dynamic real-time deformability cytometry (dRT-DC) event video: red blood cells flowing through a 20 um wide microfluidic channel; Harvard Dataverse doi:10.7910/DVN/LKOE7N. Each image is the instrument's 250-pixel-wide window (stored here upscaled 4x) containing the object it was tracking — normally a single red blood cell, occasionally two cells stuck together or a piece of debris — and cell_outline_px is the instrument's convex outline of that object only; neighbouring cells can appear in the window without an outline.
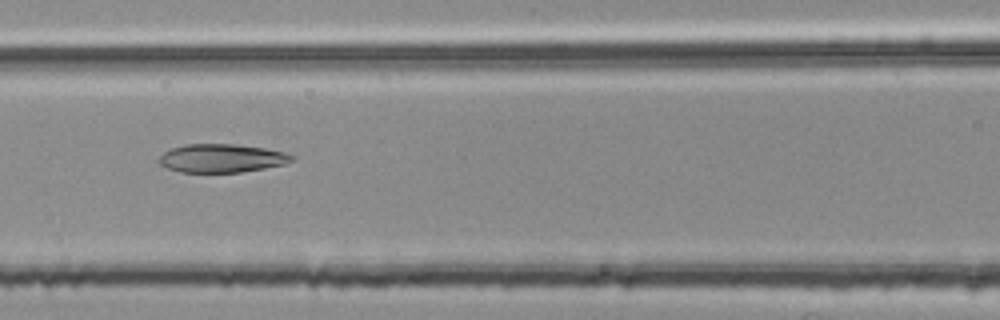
{"species": "common noctule bat (a hibernating species)", "species_latin": "Nyctalus noctula", "temperature_condition": "room temperature", "stored_images_in_passage": 42, "camera_frame_rate_fps": 3000, "um_per_image_px": 0.085, "animal": {"sex": "female", "body_mass_g": 25.1}, "frame": {"image": 1, "passage_image": 12, "time_ms": 3.667, "image_size_px": [1000, 320], "cell_outline_px": [[296, 156], [292, 160], [284, 164], [264, 168], [240, 172], [180, 172], [168, 168], [160, 164], [160, 156], [164, 152], [172, 148], [184, 144], [236, 144], [264, 148], [284, 152]], "centroid_in_image_um": [18.85, 13.44], "position_along_channel_um": 147.8, "area_um2": 21.85}}
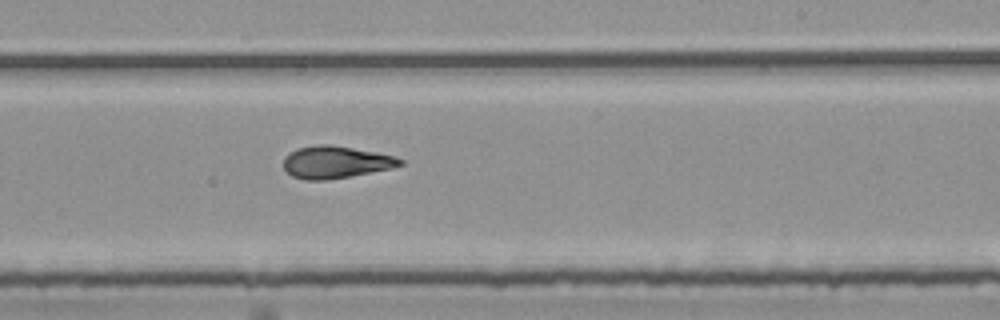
{"frame": {"image": 2, "passage_image": 21, "time_ms": 6.667, "image_size_px": [1000, 320], "cell_outline_px": [[404, 164], [392, 168], [328, 180], [304, 180], [292, 176], [284, 168], [284, 156], [288, 152], [296, 148], [316, 144], [332, 144], [376, 152], [396, 156], [404, 160]], "centroid_in_image_um": [28.52, 13.77], "position_along_channel_um": 260.5, "area_um2": 22.14}}
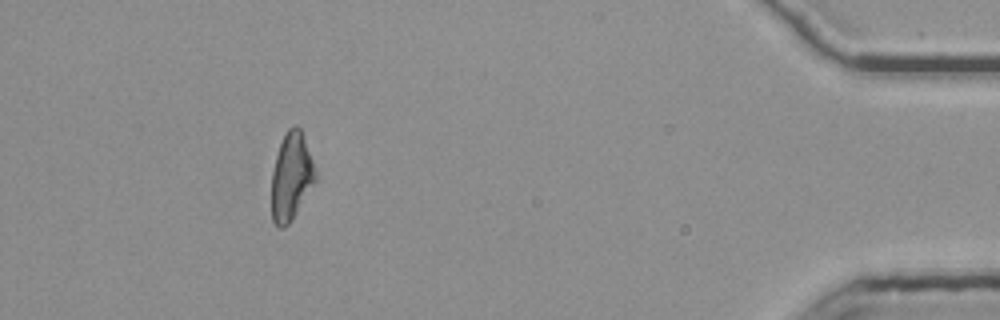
{"frame": {"image": 3, "passage_image": 38, "time_ms": 12.333, "image_size_px": [1000, 320], "cell_outline_px": [[316, 180], [292, 220], [284, 228], [280, 228], [272, 220], [272, 172], [276, 156], [280, 144], [288, 128], [292, 124], [296, 124], [300, 128], [312, 160], [316, 172]], "centroid_in_image_um": [24.75, 15.01], "position_along_channel_um": 410.4, "area_um2": 22.08}, "authors_computed_cell_mechanics": {"area_um2": 22.1663, "velocity_mm_per_s": 3.7697, "shape_relaxation_time_tau1_ms": null, "shape_relaxation_time_tau2_ms": 3.0492, "deformation_change_tau1": null, "deformation_change_tau2": 0.1031}}